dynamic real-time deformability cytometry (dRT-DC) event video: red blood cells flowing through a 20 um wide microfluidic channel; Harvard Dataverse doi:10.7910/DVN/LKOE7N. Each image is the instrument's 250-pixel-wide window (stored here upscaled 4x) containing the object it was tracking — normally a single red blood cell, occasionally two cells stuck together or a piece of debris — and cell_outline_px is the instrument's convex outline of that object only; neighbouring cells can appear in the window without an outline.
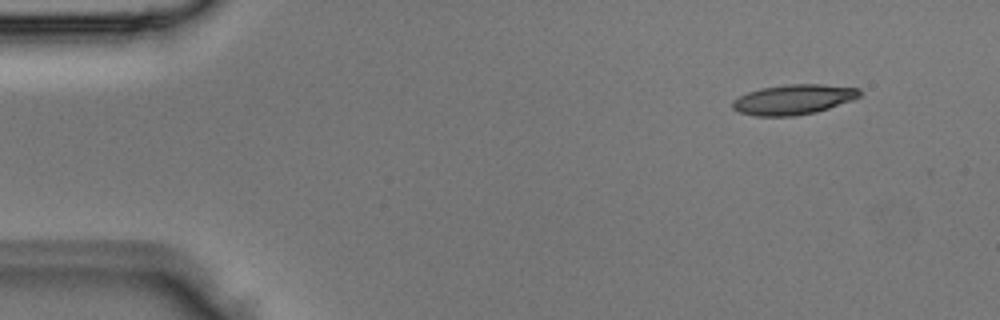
{"species": "Egyptian fruit bat (a non-hibernating species)", "species_latin": "Rousettus aegyptiacus", "temperature_condition": "room temperature", "stored_images_in_passage": 3, "camera_frame_rate_fps": 3000, "um_per_image_px": 0.085, "animal": {"sex": "male"}, "frame": {"image": 1, "passage_image": 1, "time_ms": 0.0, "image_size_px": [1000, 320], "cell_outline_px": [[860, 96], [852, 100], [816, 112], [796, 116], [756, 116], [740, 112], [732, 108], [732, 100], [748, 92], [760, 88], [788, 84], [820, 84], [860, 88]], "centroid_in_image_um": [67.43, 8.46], "position_along_channel_um": 17.6, "area_um2": 22.2}}
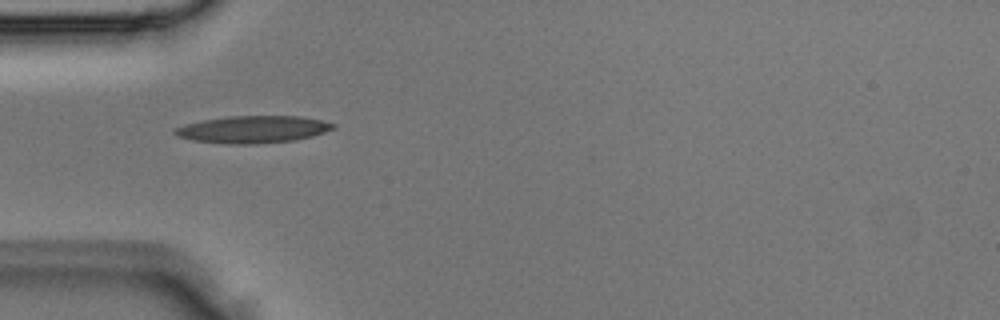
{"frame": {"image": 2, "passage_image": 3, "time_ms": 0.667, "image_size_px": [1000, 320], "cell_outline_px": [[336, 128], [312, 136], [296, 140], [256, 144], [228, 144], [192, 140], [176, 136], [172, 132], [172, 128], [184, 124], [204, 120], [228, 116], [300, 116], [320, 120], [336, 124]], "centroid_in_image_um": [21.46, 11.0], "position_along_channel_um": 63.5, "area_um2": 25.26}}